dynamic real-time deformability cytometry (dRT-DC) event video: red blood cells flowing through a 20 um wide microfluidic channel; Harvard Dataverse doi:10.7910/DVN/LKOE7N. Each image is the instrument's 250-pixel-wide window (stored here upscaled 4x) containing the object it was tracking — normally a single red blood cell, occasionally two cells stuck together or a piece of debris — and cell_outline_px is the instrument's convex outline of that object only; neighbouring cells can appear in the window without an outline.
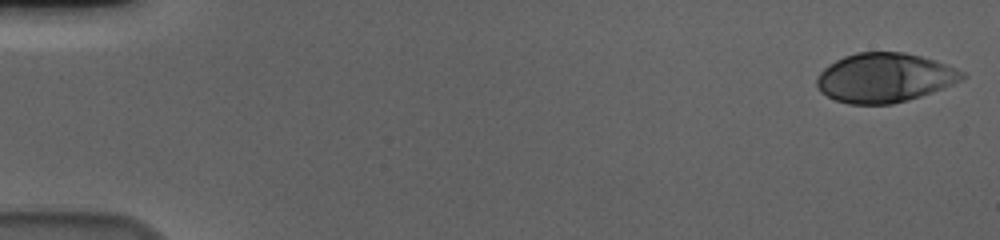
{"species": "human", "species_latin": "Homo sapiens", "temperature_condition": "cold", "stored_images_in_passage": 56, "camera_frame_rate_fps": 3000, "um_per_image_px": 0.085, "donor": {"sex": "male"}, "frame": {"image": 1, "passage_image": 1, "time_ms": 0.0, "image_size_px": [1000, 240], "cell_outline_px": [[968, 76], [952, 84], [920, 96], [908, 100], [892, 104], [848, 104], [836, 100], [820, 92], [816, 84], [816, 80], [820, 72], [824, 68], [836, 60], [844, 56], [856, 52], [904, 52], [920, 56], [956, 68], [964, 72]], "centroid_in_image_um": [75.16, 6.61], "position_along_channel_um": 9.8, "area_um2": 41.5}}
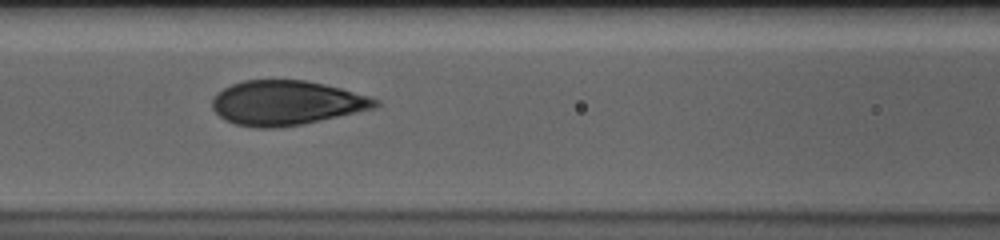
{"frame": {"image": 2, "passage_image": 25, "time_ms": 8.0, "image_size_px": [1000, 240], "cell_outline_px": [[380, 104], [372, 108], [320, 120], [300, 124], [272, 128], [256, 128], [236, 124], [224, 120], [212, 108], [212, 100], [216, 92], [232, 84], [244, 80], [304, 80], [324, 84], [340, 88], [368, 96], [380, 100]], "centroid_in_image_um": [24.28, 8.74], "position_along_channel_um": 142.3, "area_um2": 41.91}}
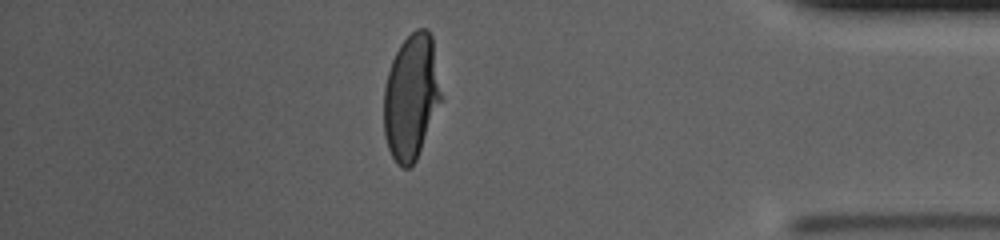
{"frame": {"image": 3, "passage_image": 49, "time_ms": 16.0, "image_size_px": [1000, 240], "cell_outline_px": [[440, 100], [416, 160], [408, 168], [404, 168], [392, 156], [388, 148], [384, 136], [384, 88], [388, 72], [392, 60], [400, 44], [416, 28], [428, 28], [432, 36], [440, 92]], "centroid_in_image_um": [34.92, 8.2], "position_along_channel_um": 400.3, "area_um2": 40.98}, "authors_computed_cell_mechanics": {"area_um2": 41.905, "velocity_mm_per_s": 3.6317, "shape_relaxation_time_tau1_ms": 4.3334, "shape_relaxation_time_tau2_ms": null, "deformation_change_tau1": 0.1929, "deformation_change_tau2": null}}